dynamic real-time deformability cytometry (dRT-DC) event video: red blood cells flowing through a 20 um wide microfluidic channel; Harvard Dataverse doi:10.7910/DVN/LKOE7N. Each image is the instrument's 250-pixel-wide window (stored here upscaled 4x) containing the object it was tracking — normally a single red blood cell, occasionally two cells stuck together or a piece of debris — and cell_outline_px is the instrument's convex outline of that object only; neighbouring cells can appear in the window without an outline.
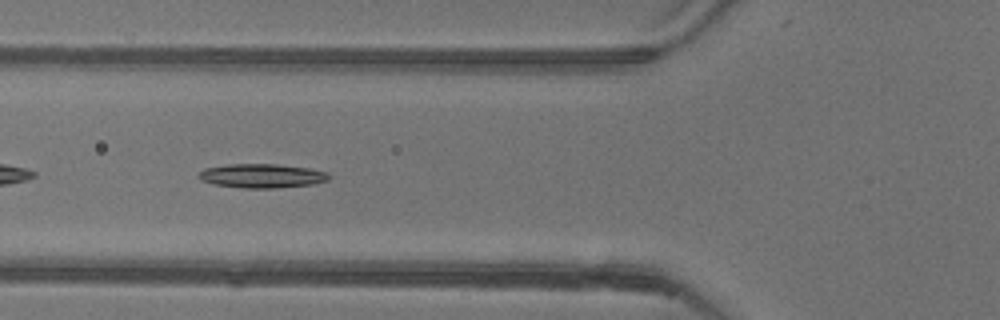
{"species": "common noctule bat (a hibernating species)", "species_latin": "Nyctalus noctula", "temperature_condition": "warm", "stored_images_in_passage": 38, "camera_frame_rate_fps": 3000, "um_per_image_px": 0.085, "animal": {"sex": "female"}, "frame": {"image": 1, "passage_image": 5, "time_ms": 1.333, "image_size_px": [1000, 320], "cell_outline_px": [[332, 176], [328, 180], [312, 184], [276, 188], [244, 188], [212, 184], [200, 180], [196, 176], [204, 168], [228, 164], [276, 164], [308, 168], [328, 172]], "centroid_in_image_um": [22.24, 14.94], "position_along_channel_um": 103.6, "area_um2": 18.38}}
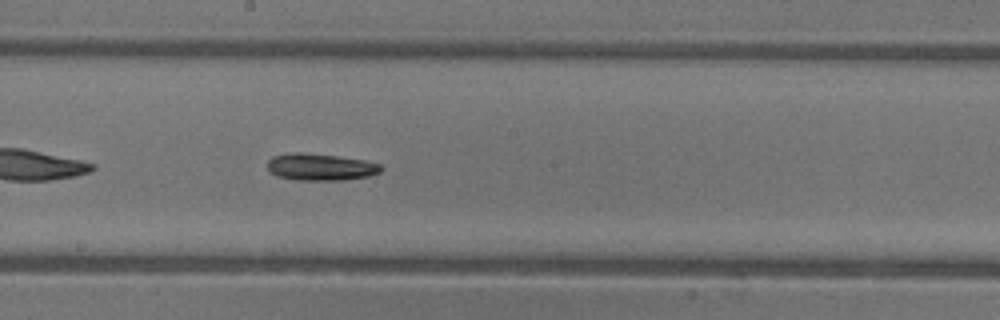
{"frame": {"image": 2, "passage_image": 14, "time_ms": 4.333, "image_size_px": [1000, 320], "cell_outline_px": [[384, 168], [380, 172], [368, 176], [344, 180], [296, 180], [276, 176], [268, 172], [268, 160], [272, 156], [296, 152], [300, 152], [336, 156], [364, 160], [380, 164]], "centroid_in_image_um": [27.22, 14.2], "position_along_channel_um": 221.0, "area_um2": 17.86}}
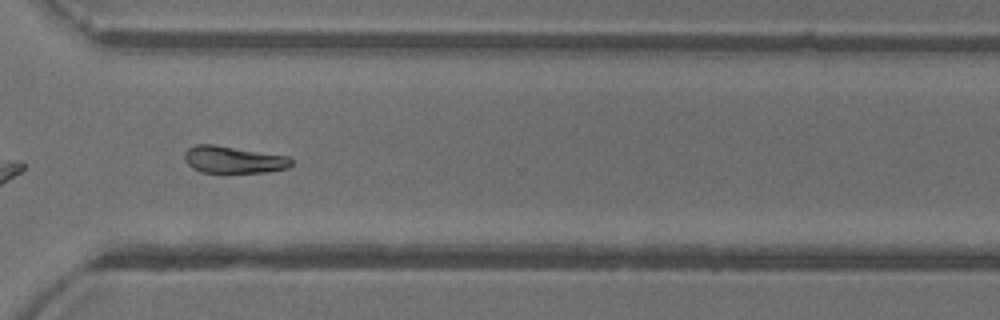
{"frame": {"image": 3, "passage_image": 24, "time_ms": 7.667, "image_size_px": [1000, 320], "cell_outline_px": [[292, 164], [288, 168], [264, 172], [224, 176], [200, 172], [192, 168], [184, 160], [184, 152], [188, 148], [196, 144], [212, 144], [288, 156], [292, 160]], "centroid_in_image_um": [19.79, 13.63], "position_along_channel_um": 350.8, "area_um2": 17.69}, "authors_computed_cell_mechanics": {"area_um2": 17.34, "velocity_mm_per_s": 3.907, "shape_relaxation_time_tau1_ms": 5.259, "shape_relaxation_time_tau2_ms": null, "deformation_change_tau1": 0.1754, "deformation_change_tau2": null}}